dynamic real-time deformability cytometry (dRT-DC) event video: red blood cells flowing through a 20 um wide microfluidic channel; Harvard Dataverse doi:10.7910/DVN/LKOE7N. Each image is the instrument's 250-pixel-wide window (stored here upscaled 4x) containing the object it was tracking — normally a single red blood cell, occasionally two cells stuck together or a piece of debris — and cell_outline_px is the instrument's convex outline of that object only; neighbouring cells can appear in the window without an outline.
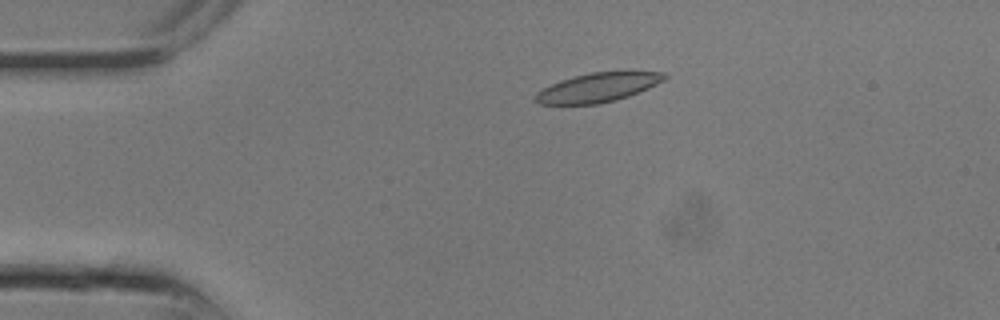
{"species": "common noctule bat (a hibernating species)", "species_latin": "Nyctalus noctula", "temperature_condition": "room temperature", "stored_images_in_passage": 10, "camera_frame_rate_fps": 3000, "um_per_image_px": 0.085, "animal": {"sex": "male", "body_mass_g": 13.3}, "frame": {"image": 1, "passage_image": 6, "time_ms": 1.667, "image_size_px": [1000, 320], "cell_outline_px": [[668, 76], [664, 80], [648, 88], [628, 96], [616, 100], [600, 104], [540, 104], [536, 100], [536, 92], [560, 80], [592, 72], [628, 68], [664, 72]], "centroid_in_image_um": [50.94, 7.38], "position_along_channel_um": 34.1, "area_um2": 22.54}}
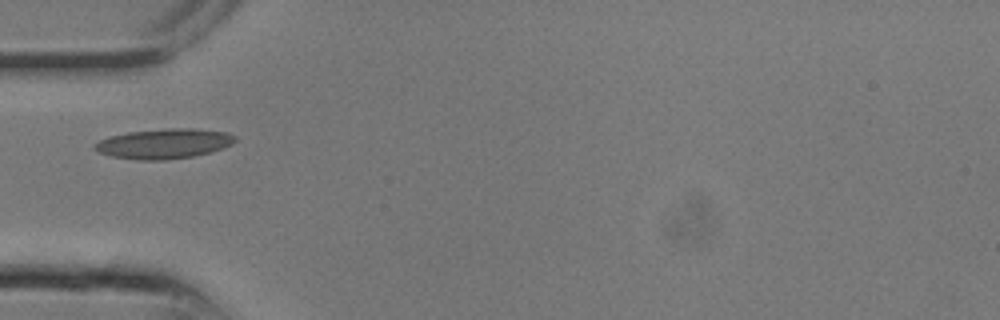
{"frame": {"image": 2, "passage_image": 9, "time_ms": 2.667, "image_size_px": [1000, 320], "cell_outline_px": [[236, 140], [232, 144], [224, 148], [212, 152], [192, 156], [168, 160], [140, 160], [112, 156], [100, 152], [92, 148], [92, 144], [100, 140], [112, 136], [128, 132], [164, 128], [192, 128], [228, 132], [236, 136]], "centroid_in_image_um": [13.97, 12.2], "position_along_channel_um": 71.0, "area_um2": 24.62}}